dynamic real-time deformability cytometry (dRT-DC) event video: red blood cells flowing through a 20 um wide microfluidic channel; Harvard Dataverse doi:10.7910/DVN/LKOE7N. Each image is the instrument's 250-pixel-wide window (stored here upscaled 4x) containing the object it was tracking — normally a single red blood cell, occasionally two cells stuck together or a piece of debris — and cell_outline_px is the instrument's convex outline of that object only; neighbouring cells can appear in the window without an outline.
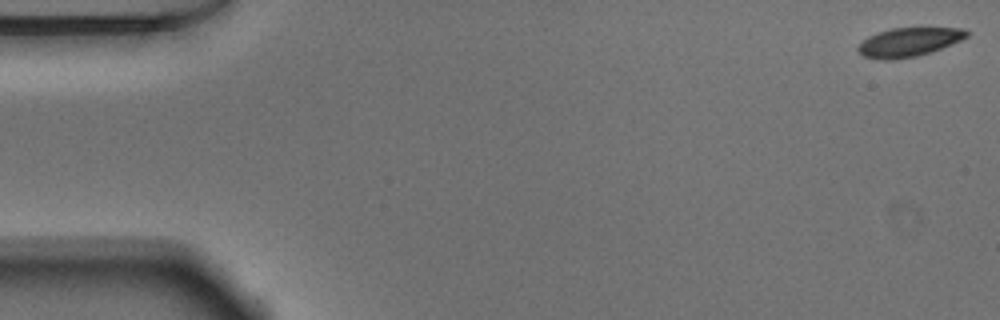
{"species": "Egyptian fruit bat (a non-hibernating species)", "species_latin": "Rousettus aegyptiacus", "temperature_condition": "warm", "stored_images_in_passage": 54, "segment_of_instrument_passage": [1, 2], "camera_frame_rate_fps": 3000, "um_per_image_px": 0.085, "animal": {"sex": "male"}, "frame": {"image": 1, "passage_image": 1, "time_ms": 0.0, "image_size_px": [1000, 320], "cell_outline_px": [[972, 32], [968, 36], [960, 40], [940, 48], [916, 56], [888, 60], [884, 60], [864, 56], [856, 48], [868, 36], [892, 28], [964, 28]], "centroid_in_image_um": [77.27, 3.56], "position_along_channel_um": 7.7, "area_um2": 17.92}}
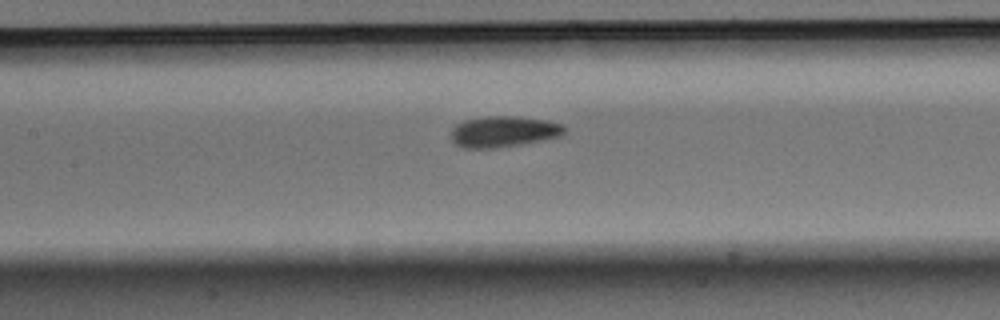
{"frame": {"image": 2, "passage_image": 24, "time_ms": 7.667, "image_size_px": [1000, 320], "cell_outline_px": [[568, 132], [560, 136], [544, 140], [496, 148], [464, 148], [456, 144], [452, 140], [452, 128], [456, 124], [464, 120], [484, 116], [516, 116], [544, 120], [564, 124], [568, 128]], "centroid_in_image_um": [42.85, 11.18], "position_along_channel_um": 164.6, "area_um2": 20.69}}
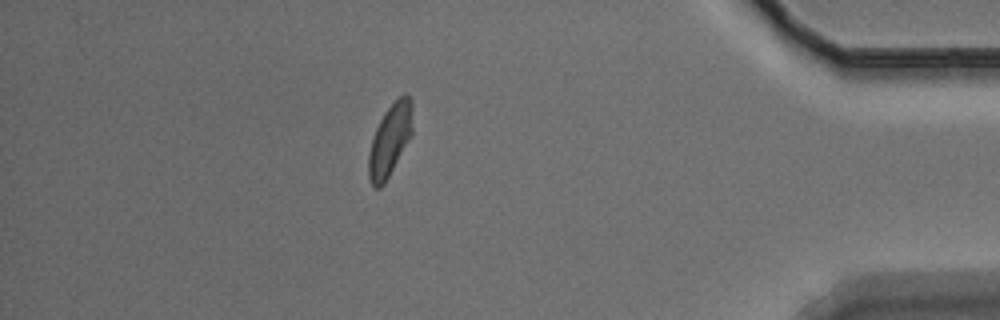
{"frame": {"image": 3, "passage_image": 46, "time_ms": 15.0, "image_size_px": [1000, 320], "cell_outline_px": [[412, 136], [384, 184], [380, 188], [372, 188], [368, 176], [368, 156], [372, 136], [384, 112], [404, 92], [412, 100]], "centroid_in_image_um": [33.14, 11.93], "position_along_channel_um": 402.1, "area_um2": 18.61}}